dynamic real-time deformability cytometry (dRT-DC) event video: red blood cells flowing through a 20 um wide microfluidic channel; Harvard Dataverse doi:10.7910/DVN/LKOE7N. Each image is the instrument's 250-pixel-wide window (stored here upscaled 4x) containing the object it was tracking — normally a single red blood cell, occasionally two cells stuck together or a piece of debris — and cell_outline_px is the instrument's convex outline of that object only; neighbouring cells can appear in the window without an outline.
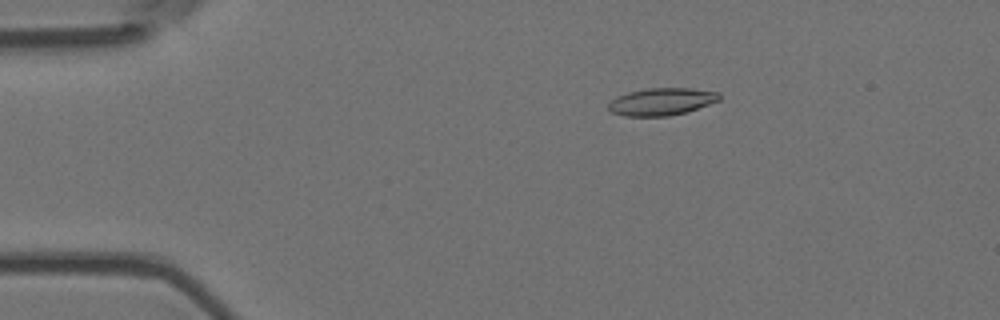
{"species": "Egyptian fruit bat (a non-hibernating species)", "species_latin": "Rousettus aegyptiacus", "temperature_condition": "room temperature", "stored_images_in_passage": 9, "camera_frame_rate_fps": 3000, "um_per_image_px": 0.085, "animal": {"sex": "female"}, "frame": {"image": 1, "passage_image": 3, "time_ms": 0.667, "image_size_px": [1000, 320], "cell_outline_px": [[720, 100], [688, 112], [668, 116], [624, 116], [612, 112], [608, 108], [608, 104], [616, 96], [628, 92], [648, 88], [692, 88], [720, 92]], "centroid_in_image_um": [56.25, 8.64], "position_along_channel_um": 28.7, "area_um2": 17.8}}
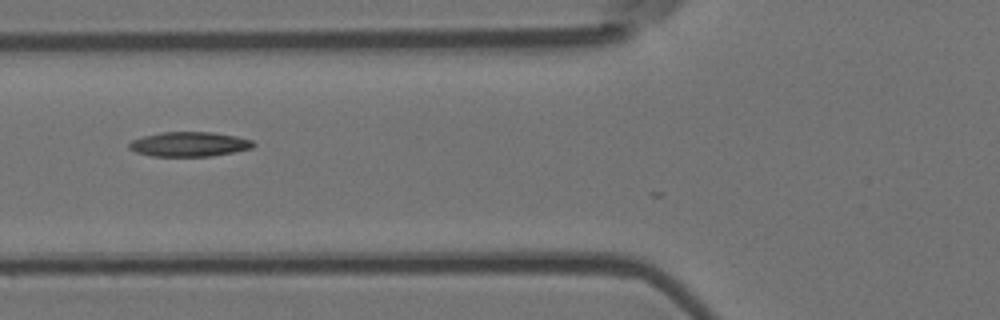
{"frame": {"image": 2, "passage_image": 6, "time_ms": 1.667, "image_size_px": [1000, 320], "cell_outline_px": [[256, 144], [252, 148], [212, 156], [152, 156], [136, 152], [128, 148], [128, 144], [132, 140], [144, 136], [160, 132], [212, 132], [236, 136], [252, 140]], "centroid_in_image_um": [16.08, 12.25], "position_along_channel_um": 109.7, "area_um2": 17.8}}
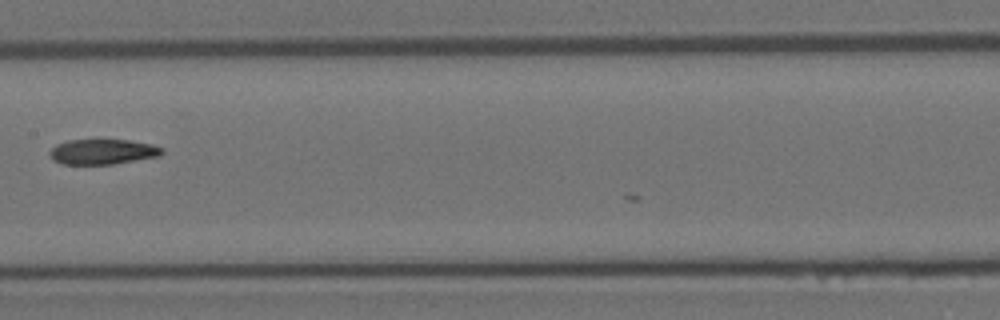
{"frame": {"image": 3, "passage_image": 8, "time_ms": 2.333, "image_size_px": [1000, 320], "cell_outline_px": [[164, 152], [160, 156], [112, 164], [64, 164], [52, 160], [48, 152], [56, 144], [68, 140], [128, 140], [152, 144], [164, 148]], "centroid_in_image_um": [8.73, 12.9], "position_along_channel_um": 198.7, "area_um2": 16.53}}